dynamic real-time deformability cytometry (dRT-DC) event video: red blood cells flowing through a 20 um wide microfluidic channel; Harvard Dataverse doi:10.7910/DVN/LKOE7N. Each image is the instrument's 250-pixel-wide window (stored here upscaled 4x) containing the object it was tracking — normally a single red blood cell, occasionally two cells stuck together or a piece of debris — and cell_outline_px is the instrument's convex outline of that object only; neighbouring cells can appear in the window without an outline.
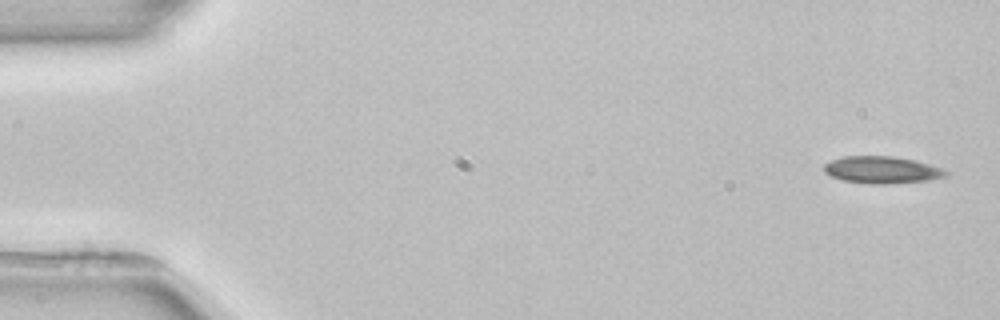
{"species": "common noctule bat (a hibernating species)", "species_latin": "Nyctalus noctula", "temperature_condition": "room temperature", "stored_images_in_passage": 4, "camera_frame_rate_fps": 3000, "um_per_image_px": 0.085, "animal": {"sex": "female", "body_mass_g": 22.7, "forearm_length_mm": 54.2}, "frame": {"image": 1, "passage_image": 1, "time_ms": 0.0, "image_size_px": [1000, 320], "cell_outline_px": [[948, 172], [944, 176], [928, 180], [888, 184], [868, 184], [844, 180], [832, 176], [824, 172], [824, 164], [832, 160], [844, 156], [892, 156], [916, 160], [944, 168]], "centroid_in_image_um": [74.97, 14.43], "position_along_channel_um": 10.0, "area_um2": 19.19}}
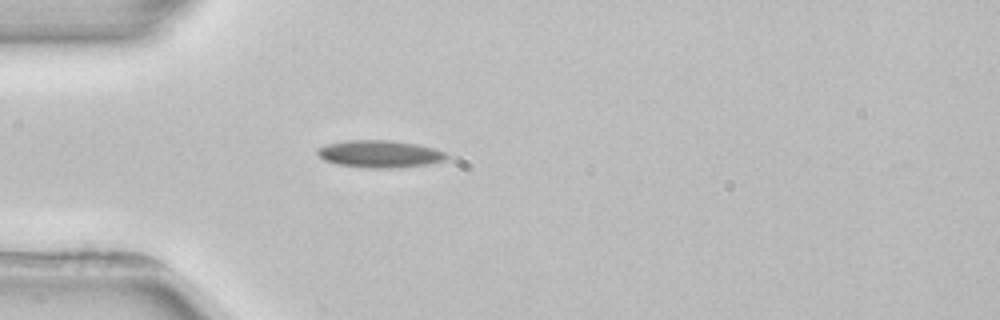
{"frame": {"image": 2, "passage_image": 4, "time_ms": 4.333, "image_size_px": [1000, 320], "cell_outline_px": [[448, 156], [444, 160], [428, 164], [396, 168], [368, 168], [336, 164], [324, 160], [316, 152], [316, 148], [328, 144], [348, 140], [392, 140], [416, 144], [432, 148], [444, 152]], "centroid_in_image_um": [32.24, 13.09], "position_along_channel_um": 52.8, "area_um2": 20.46}}